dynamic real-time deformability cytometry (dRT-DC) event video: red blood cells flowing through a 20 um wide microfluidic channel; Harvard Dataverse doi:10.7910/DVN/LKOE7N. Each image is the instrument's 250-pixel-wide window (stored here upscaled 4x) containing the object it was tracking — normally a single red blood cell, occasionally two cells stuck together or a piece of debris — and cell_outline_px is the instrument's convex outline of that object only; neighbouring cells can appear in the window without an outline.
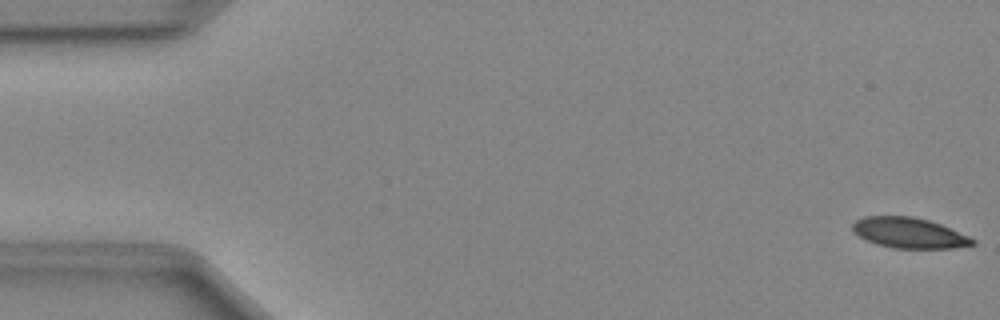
{"species": "Egyptian fruit bat (a non-hibernating species)", "species_latin": "Rousettus aegyptiacus", "temperature_condition": "cold", "stored_images_in_passage": 49, "camera_frame_rate_fps": 3000, "um_per_image_px": 0.085, "animal": {"sex": "female"}, "frame": {"image": 1, "passage_image": 1, "time_ms": 0.0, "image_size_px": [1000, 320], "cell_outline_px": [[976, 244], [952, 248], [892, 248], [876, 244], [864, 240], [852, 232], [852, 224], [856, 220], [864, 216], [912, 216], [928, 220], [940, 224], [968, 236], [976, 240]], "centroid_in_image_um": [77.22, 19.8], "position_along_channel_um": 7.8, "area_um2": 21.39}}
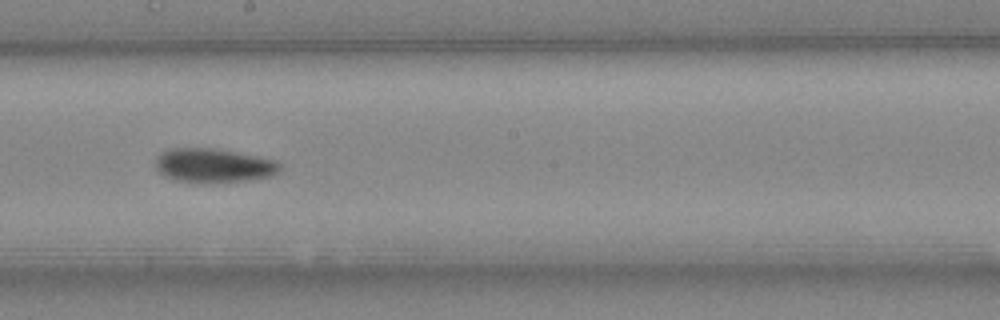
{"frame": {"image": 2, "passage_image": 27, "time_ms": 8.667, "image_size_px": [1000, 320], "cell_outline_px": [[280, 172], [272, 176], [244, 180], [204, 184], [172, 180], [164, 176], [156, 168], [156, 156], [172, 148], [212, 148], [236, 152], [276, 160], [280, 164]], "centroid_in_image_um": [18.14, 14.08], "position_along_channel_um": 230.1, "area_um2": 24.85}}
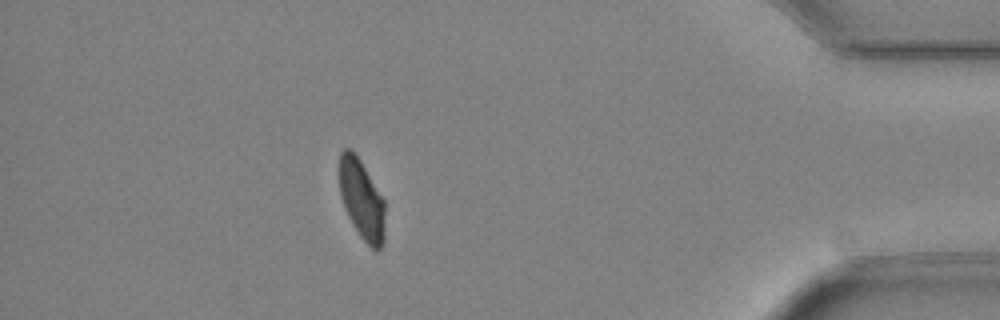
{"frame": {"image": 3, "passage_image": 43, "time_ms": 14.0, "image_size_px": [1000, 320], "cell_outline_px": [[384, 244], [376, 252], [360, 236], [352, 224], [344, 208], [340, 196], [340, 152], [344, 148], [352, 148], [360, 160], [384, 200]], "centroid_in_image_um": [30.74, 16.97], "position_along_channel_um": 404.5, "area_um2": 21.15}}